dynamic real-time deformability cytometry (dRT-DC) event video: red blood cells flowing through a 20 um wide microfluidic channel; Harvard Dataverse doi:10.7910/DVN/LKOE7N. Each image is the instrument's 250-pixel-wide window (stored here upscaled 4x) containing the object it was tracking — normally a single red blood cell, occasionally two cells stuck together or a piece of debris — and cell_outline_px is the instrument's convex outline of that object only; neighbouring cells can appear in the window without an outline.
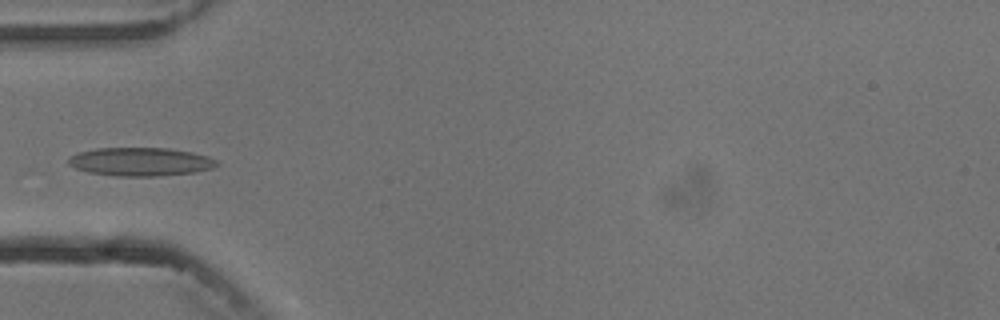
{"species": "common noctule bat (a hibernating species)", "species_latin": "Nyctalus noctula", "temperature_condition": "cold", "stored_images_in_passage": 3, "camera_frame_rate_fps": 3000, "um_per_image_px": 0.085, "animal": {"sex": "male", "body_mass_g": 13.3}, "frame": {"image": 1, "passage_image": 3, "time_ms": 2.667, "image_size_px": [1000, 320], "cell_outline_px": [[220, 164], [212, 168], [196, 172], [160, 176], [116, 176], [88, 172], [76, 168], [68, 164], [68, 160], [72, 156], [80, 152], [96, 148], [168, 148], [192, 152], [208, 156], [216, 160]], "centroid_in_image_um": [11.98, 13.75], "position_along_channel_um": 73.0, "area_um2": 24.57}}